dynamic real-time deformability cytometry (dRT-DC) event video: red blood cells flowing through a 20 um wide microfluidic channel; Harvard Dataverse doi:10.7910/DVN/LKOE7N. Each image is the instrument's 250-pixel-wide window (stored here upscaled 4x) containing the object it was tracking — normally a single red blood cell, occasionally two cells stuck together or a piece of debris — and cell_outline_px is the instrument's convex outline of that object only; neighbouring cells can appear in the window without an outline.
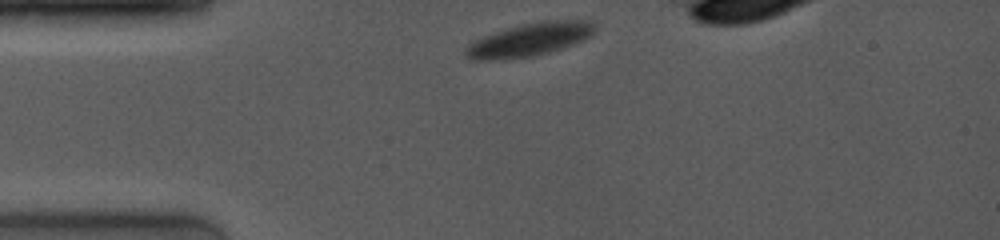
{"species": "common noctule bat (a hibernating species)", "species_latin": "Nyctalus noctula", "temperature_condition": "room temperature", "stored_images_in_passage": 28, "camera_frame_rate_fps": 4000, "um_per_image_px": 0.085, "animal": {"sex": "female", "body_mass_g": 19.0, "forearm_length_mm": 53.3}, "frame": {"image": 1, "passage_image": 1, "time_ms": 0.0, "image_size_px": [1000, 240], "cell_outline_px": [[596, 32], [592, 36], [584, 40], [548, 52], [532, 56], [496, 60], [472, 60], [464, 56], [464, 48], [472, 40], [504, 28], [520, 24], [540, 20], [592, 20], [596, 24]], "centroid_in_image_um": [44.99, 3.35], "position_along_channel_um": 40.0, "area_um2": 25.49}}
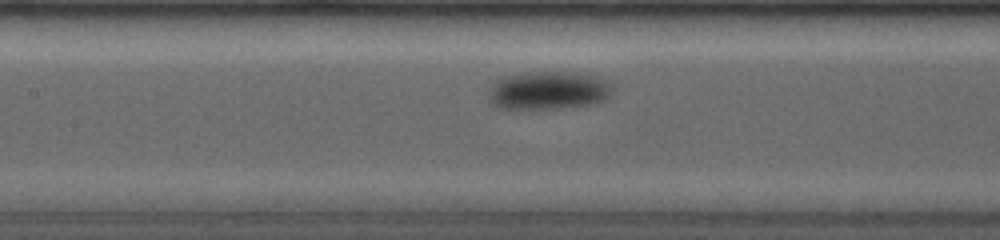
{"frame": {"image": 2, "passage_image": 11, "time_ms": 4.25, "image_size_px": [1000, 240], "cell_outline_px": [[612, 88], [608, 96], [604, 100], [592, 104], [560, 108], [504, 108], [492, 104], [488, 100], [488, 88], [496, 80], [508, 76], [528, 72], [568, 72], [596, 76], [612, 80]], "centroid_in_image_um": [46.62, 7.68], "position_along_channel_um": 160.8, "area_um2": 27.57}}
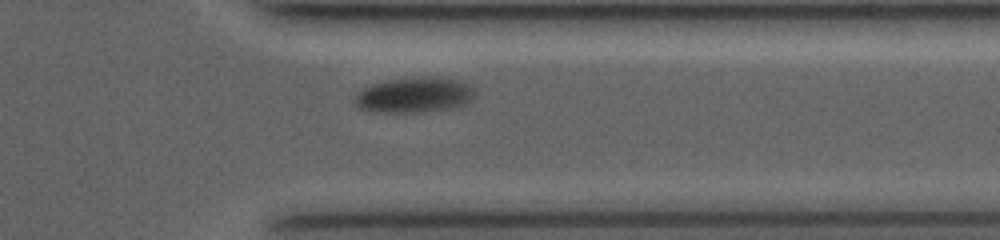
{"frame": {"image": 3, "passage_image": 27, "time_ms": 10.25, "image_size_px": [1000, 240], "cell_outline_px": [[476, 96], [468, 104], [460, 108], [424, 112], [372, 112], [360, 108], [352, 100], [364, 88], [372, 84], [388, 80], [420, 76], [440, 76], [464, 80], [472, 84], [476, 92]], "centroid_in_image_um": [35.36, 8.07], "position_along_channel_um": 376.0, "area_um2": 25.72}}